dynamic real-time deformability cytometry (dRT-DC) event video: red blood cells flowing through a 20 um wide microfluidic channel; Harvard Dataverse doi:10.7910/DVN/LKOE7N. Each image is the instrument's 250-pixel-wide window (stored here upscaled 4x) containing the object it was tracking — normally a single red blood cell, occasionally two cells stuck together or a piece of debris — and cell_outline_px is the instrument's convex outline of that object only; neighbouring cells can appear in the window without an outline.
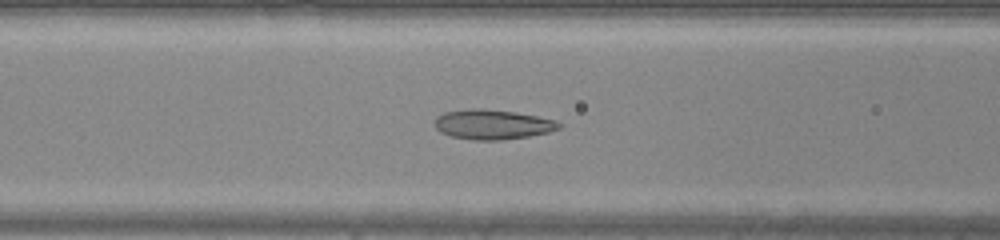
{"species": "common noctule bat (a hibernating species)", "species_latin": "Nyctalus noctula", "temperature_condition": "warm", "stored_images_in_passage": 45, "camera_frame_rate_fps": 3000, "um_per_image_px": 0.085, "animal": {"sex": "male", "body_mass_g": 20.0, "forearm_length_mm": 53.3}, "frame": {"image": 1, "passage_image": 19, "time_ms": 6.0, "image_size_px": [1000, 240], "cell_outline_px": [[564, 124], [560, 128], [548, 132], [528, 136], [500, 140], [472, 140], [452, 136], [440, 132], [432, 124], [436, 116], [444, 112], [468, 108], [484, 108], [516, 112], [556, 120]], "centroid_in_image_um": [41.83, 10.56], "position_along_channel_um": 124.8, "area_um2": 21.85}}
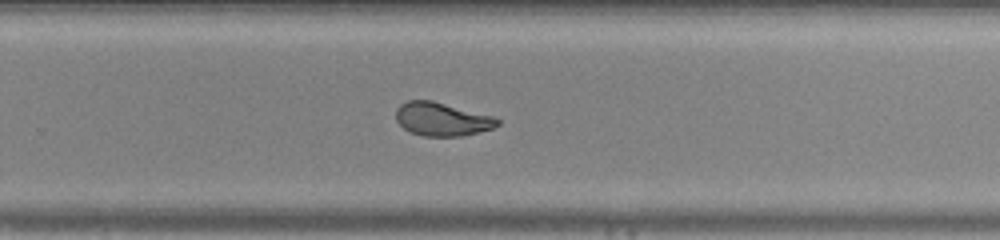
{"frame": {"image": 2, "passage_image": 30, "time_ms": 9.667, "image_size_px": [1000, 240], "cell_outline_px": [[500, 124], [492, 128], [460, 136], [424, 136], [412, 132], [404, 128], [396, 120], [396, 108], [400, 104], [408, 100], [432, 100], [492, 116], [500, 120]], "centroid_in_image_um": [37.54, 10.12], "position_along_channel_um": 292.3, "area_um2": 19.54}}
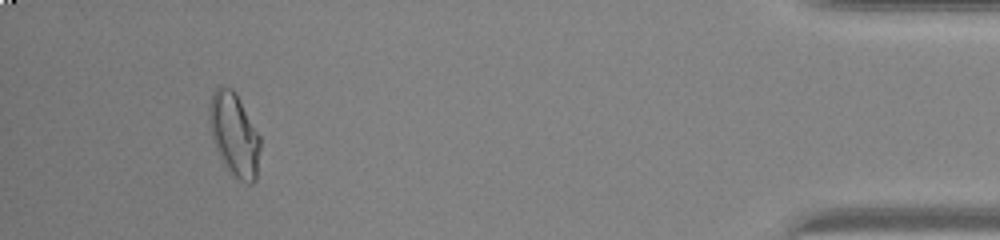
{"frame": {"image": 3, "passage_image": 42, "time_ms": 13.667, "image_size_px": [1000, 240], "cell_outline_px": [[260, 148], [256, 180], [252, 184], [240, 180], [228, 172], [216, 148], [212, 136], [208, 120], [208, 108], [212, 92], [220, 84], [232, 88], [236, 92], [260, 136]], "centroid_in_image_um": [19.9, 11.4], "position_along_channel_um": 415.3, "area_um2": 24.91}}